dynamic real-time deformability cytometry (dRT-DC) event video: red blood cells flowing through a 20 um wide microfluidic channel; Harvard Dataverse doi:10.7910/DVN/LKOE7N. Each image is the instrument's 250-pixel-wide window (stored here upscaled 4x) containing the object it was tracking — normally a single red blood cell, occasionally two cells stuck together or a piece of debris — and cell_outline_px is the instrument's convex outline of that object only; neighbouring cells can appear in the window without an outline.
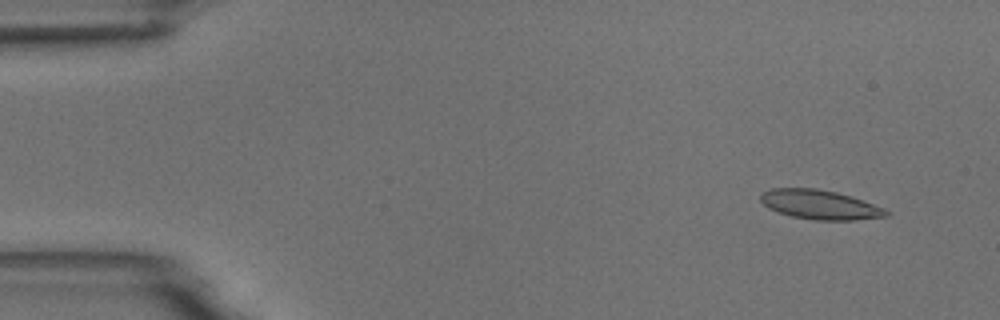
{"species": "common noctule bat (a hibernating species)", "species_latin": "Nyctalus noctula", "temperature_condition": "room temperature", "stored_images_in_passage": 4, "camera_frame_rate_fps": 3000, "um_per_image_px": 0.085, "animal": {"sex": "male", "body_mass_g": 18.8}, "frame": {"image": 1, "passage_image": 1, "time_ms": 0.0, "image_size_px": [1000, 320], "cell_outline_px": [[892, 212], [888, 216], [856, 220], [816, 220], [792, 216], [776, 212], [768, 208], [760, 200], [760, 192], [772, 188], [816, 188], [836, 192], [852, 196], [884, 208]], "centroid_in_image_um": [69.69, 17.39], "position_along_channel_um": 15.3, "area_um2": 21.68}}
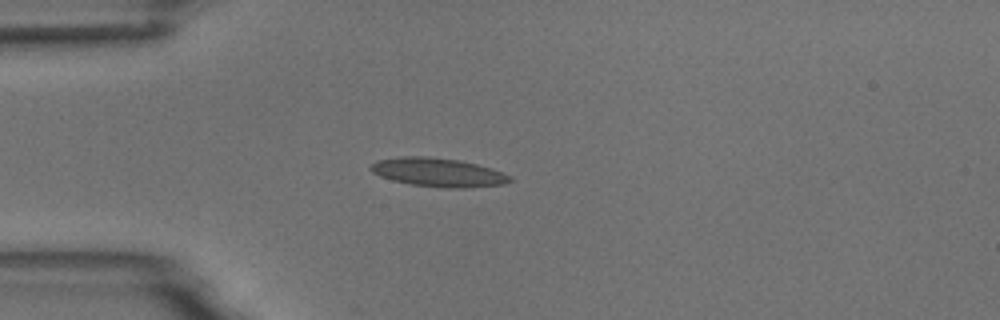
{"frame": {"image": 2, "passage_image": 4, "time_ms": 3.333, "image_size_px": [1000, 320], "cell_outline_px": [[512, 180], [504, 184], [464, 188], [448, 188], [412, 184], [392, 180], [380, 176], [372, 172], [368, 168], [376, 160], [400, 156], [428, 156], [460, 160], [492, 168], [512, 176]], "centroid_in_image_um": [37.24, 14.64], "position_along_channel_um": 47.8, "area_um2": 23.35}}